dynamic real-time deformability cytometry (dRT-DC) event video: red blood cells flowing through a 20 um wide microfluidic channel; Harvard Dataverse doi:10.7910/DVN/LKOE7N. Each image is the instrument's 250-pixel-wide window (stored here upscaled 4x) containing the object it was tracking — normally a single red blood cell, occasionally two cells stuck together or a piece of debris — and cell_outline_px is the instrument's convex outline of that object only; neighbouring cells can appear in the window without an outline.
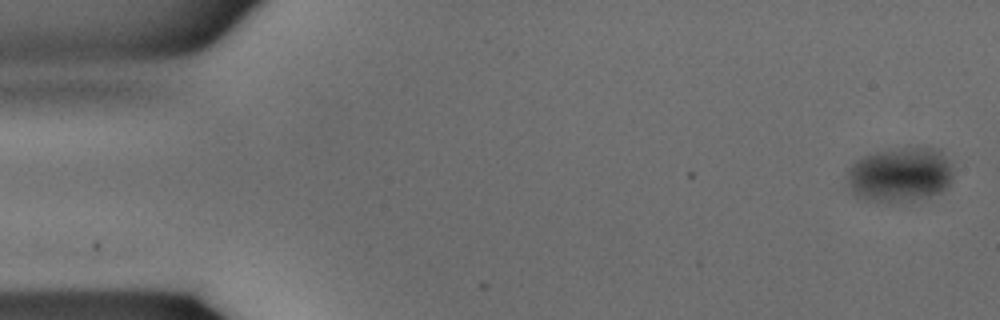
{"species": "common noctule bat (a hibernating species)", "species_latin": "Nyctalus noctula", "temperature_condition": "warm", "stored_images_in_passage": 36, "camera_frame_rate_fps": 3000, "um_per_image_px": 0.085, "animal": {"sex": "male", "body_mass_g": 15.6}, "frame": {"image": 1, "passage_image": 1, "time_ms": 0.0, "image_size_px": [1000, 320], "cell_outline_px": [[952, 176], [948, 184], [940, 192], [928, 196], [908, 200], [856, 200], [848, 184], [848, 168], [856, 160], [864, 156], [876, 152], [912, 148], [936, 148], [940, 152], [948, 164]], "centroid_in_image_um": [76.42, 14.85], "position_along_channel_um": 8.6, "area_um2": 32.71}}
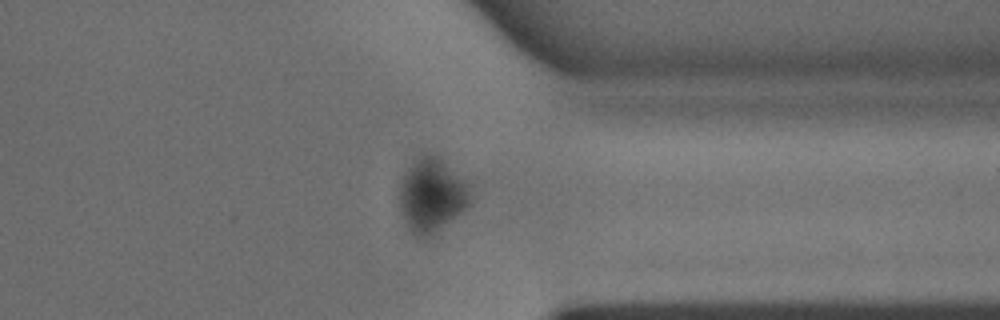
{"frame": {"image": 2, "passage_image": 28, "time_ms": 9.0, "image_size_px": [1000, 320], "cell_outline_px": [[472, 204], [424, 240], [412, 236], [404, 220], [400, 208], [400, 180], [412, 164], [420, 156], [428, 152], [436, 156], [464, 180], [468, 184], [472, 200]], "centroid_in_image_um": [36.69, 16.64], "position_along_channel_um": 374.7, "area_um2": 30.23}}
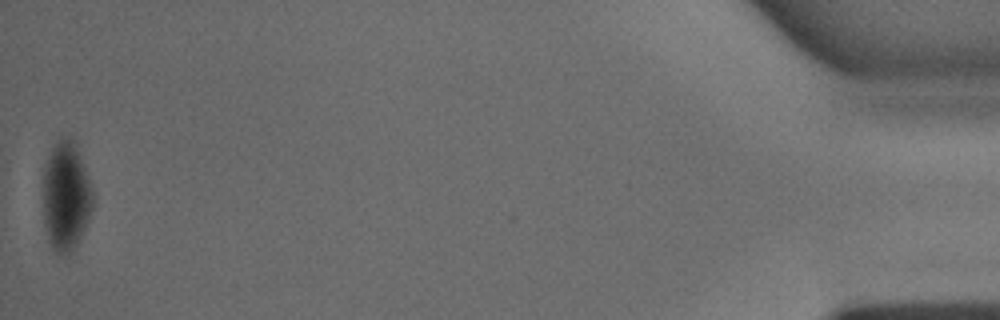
{"frame": {"image": 3, "passage_image": 36, "time_ms": 11.667, "image_size_px": [1000, 320], "cell_outline_px": [[92, 208], [88, 220], [72, 248], [68, 252], [56, 252], [52, 248], [48, 240], [44, 224], [44, 164], [52, 148], [60, 136], [72, 140], [80, 156], [92, 192]], "centroid_in_image_um": [5.57, 16.64], "position_along_channel_um": 429.6, "area_um2": 30.46}}